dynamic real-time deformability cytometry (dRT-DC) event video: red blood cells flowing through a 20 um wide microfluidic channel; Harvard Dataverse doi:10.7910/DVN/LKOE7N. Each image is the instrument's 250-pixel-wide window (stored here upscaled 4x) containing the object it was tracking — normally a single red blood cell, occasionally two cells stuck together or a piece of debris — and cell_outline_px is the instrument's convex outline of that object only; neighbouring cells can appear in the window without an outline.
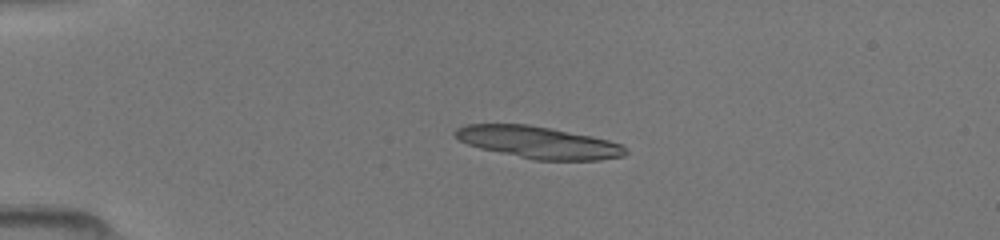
{"species": "common noctule bat (a hibernating species)", "species_latin": "Nyctalus noctula", "temperature_condition": "room temperature", "stored_images_in_passage": 50, "segment_of_instrument_passage": [1, 2], "camera_frame_rate_fps": 3000, "um_per_image_px": 0.085, "animal": {"sex": "female", "body_mass_g": 19.5, "forearm_length_mm": 54.1}, "frame": {"image": 1, "passage_image": 12, "time_ms": 3.667, "image_size_px": [1000, 240], "cell_outline_px": [[628, 152], [624, 156], [600, 160], [532, 160], [480, 148], [468, 144], [452, 136], [452, 132], [456, 128], [464, 124], [528, 124], [592, 136], [624, 144], [628, 148]], "centroid_in_image_um": [45.77, 12.1], "position_along_channel_um": 39.2, "area_um2": 32.08}}